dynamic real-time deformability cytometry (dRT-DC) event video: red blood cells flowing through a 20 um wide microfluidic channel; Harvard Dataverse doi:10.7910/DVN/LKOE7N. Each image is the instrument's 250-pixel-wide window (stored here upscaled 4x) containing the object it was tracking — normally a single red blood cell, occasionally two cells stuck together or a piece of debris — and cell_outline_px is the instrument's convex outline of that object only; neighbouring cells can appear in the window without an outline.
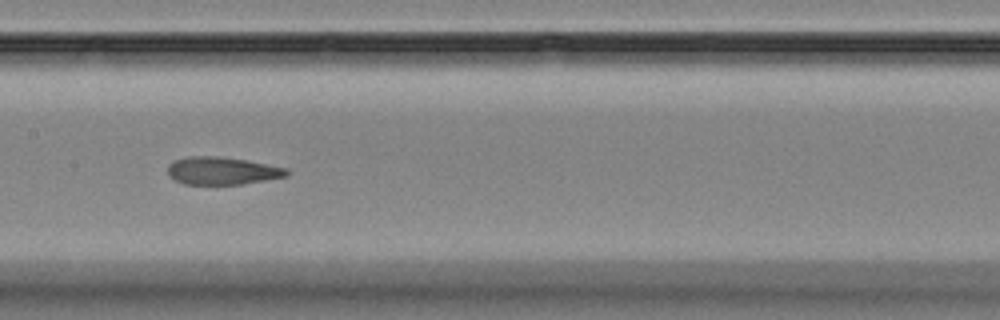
{"species": "Egyptian fruit bat (a non-hibernating species)", "species_latin": "Rousettus aegyptiacus", "temperature_condition": "room temperature", "stored_images_in_passage": 9, "camera_frame_rate_fps": 3000, "um_per_image_px": 0.085, "animal": {"sex": "female"}, "frame": {"image": 1, "passage_image": 7, "time_ms": 7.0, "image_size_px": [1000, 320], "cell_outline_px": [[288, 176], [240, 184], [184, 184], [176, 180], [168, 172], [168, 164], [172, 160], [188, 156], [216, 156], [248, 160], [288, 168]], "centroid_in_image_um": [18.88, 14.5], "position_along_channel_um": 188.5, "area_um2": 19.13}}
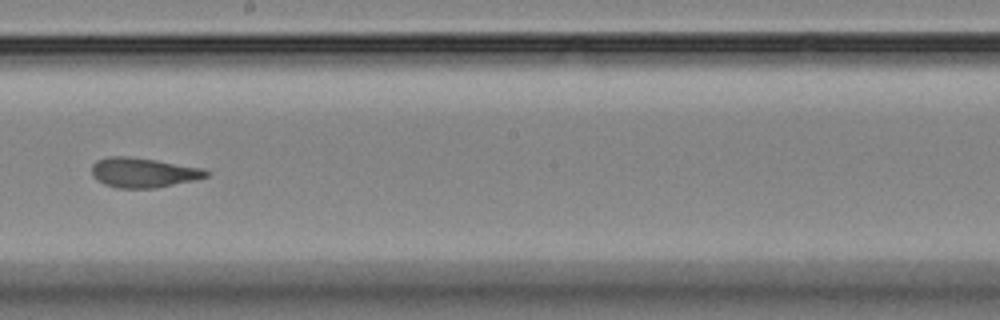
{"frame": {"image": 2, "passage_image": 8, "time_ms": 8.333, "image_size_px": [1000, 320], "cell_outline_px": [[208, 176], [196, 180], [156, 188], [116, 188], [104, 184], [92, 176], [92, 164], [96, 160], [108, 156], [128, 156], [156, 160], [204, 168], [208, 172]], "centroid_in_image_um": [12.17, 14.67], "position_along_channel_um": 236.0, "area_um2": 20.0}}
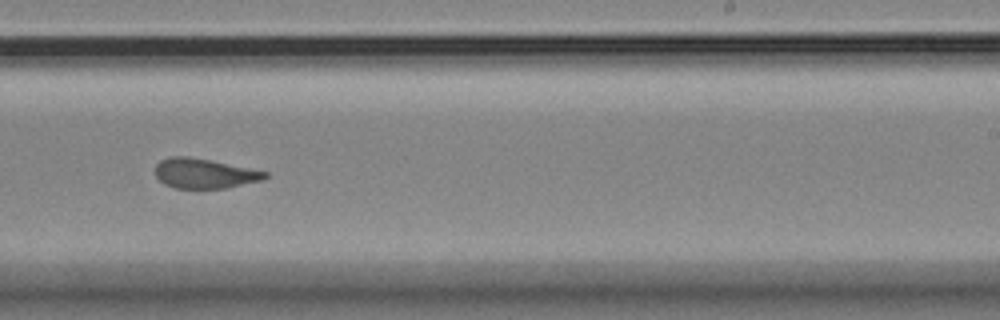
{"frame": {"image": 3, "passage_image": 9, "time_ms": 9.333, "image_size_px": [1000, 320], "cell_outline_px": [[268, 176], [264, 180], [228, 188], [176, 188], [164, 184], [156, 176], [156, 164], [160, 160], [172, 156], [188, 156], [268, 172]], "centroid_in_image_um": [17.38, 14.75], "position_along_channel_um": 271.6, "area_um2": 18.96}}